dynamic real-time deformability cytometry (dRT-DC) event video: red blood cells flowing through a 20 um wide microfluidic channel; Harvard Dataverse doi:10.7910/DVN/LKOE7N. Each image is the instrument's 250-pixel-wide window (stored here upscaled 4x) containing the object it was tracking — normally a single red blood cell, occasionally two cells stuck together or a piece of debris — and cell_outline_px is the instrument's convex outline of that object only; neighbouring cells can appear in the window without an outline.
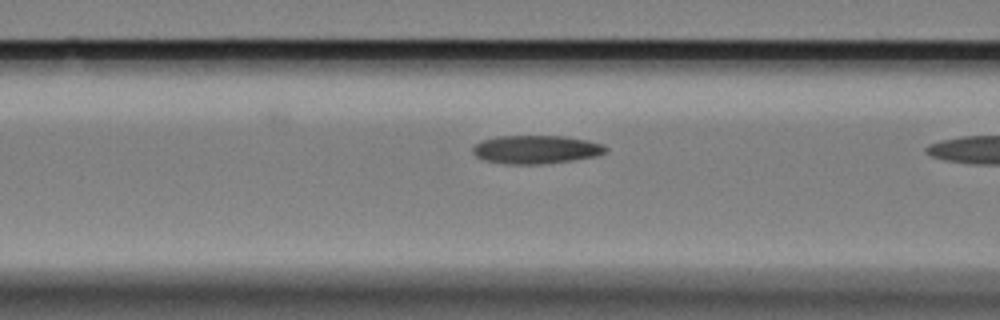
{"species": "Egyptian fruit bat (a non-hibernating species)", "species_latin": "Rousettus aegyptiacus", "temperature_condition": "cold", "stored_images_in_passage": 8, "camera_frame_rate_fps": 3000, "um_per_image_px": 0.085, "animal": {"sex": "female"}, "frame": {"image": 1, "passage_image": 7, "time_ms": 2.0, "image_size_px": [1000, 320], "cell_outline_px": [[608, 152], [596, 156], [572, 160], [540, 164], [508, 164], [484, 160], [476, 156], [472, 152], [472, 148], [480, 140], [496, 136], [564, 136], [588, 140], [604, 144], [608, 148]], "centroid_in_image_um": [45.58, 12.7], "position_along_channel_um": 121.0, "area_um2": 22.14}}